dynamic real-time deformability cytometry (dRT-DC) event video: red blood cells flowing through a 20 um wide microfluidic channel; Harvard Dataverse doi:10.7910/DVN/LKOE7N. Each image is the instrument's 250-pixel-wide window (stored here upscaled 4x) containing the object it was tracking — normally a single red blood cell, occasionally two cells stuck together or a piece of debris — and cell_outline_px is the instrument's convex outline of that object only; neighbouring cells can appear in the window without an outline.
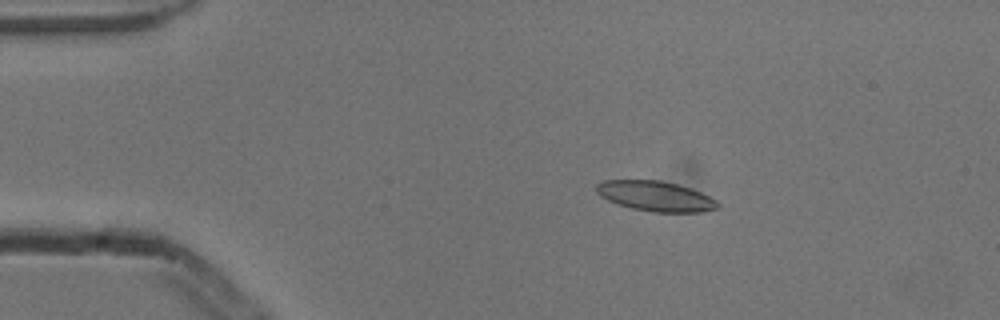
{"species": "common noctule bat (a hibernating species)", "species_latin": "Nyctalus noctula", "temperature_condition": "cold", "stored_images_in_passage": 7, "camera_frame_rate_fps": 3000, "um_per_image_px": 0.085, "animal": {"sex": "male", "body_mass_g": 13.3}, "frame": {"image": 1, "passage_image": 3, "time_ms": 0.667, "image_size_px": [1000, 320], "cell_outline_px": [[720, 208], [704, 212], [652, 212], [632, 208], [616, 204], [600, 196], [596, 192], [596, 184], [600, 180], [660, 180], [692, 188], [716, 200], [720, 204]], "centroid_in_image_um": [55.72, 16.67], "position_along_channel_um": 29.3, "area_um2": 21.5}}
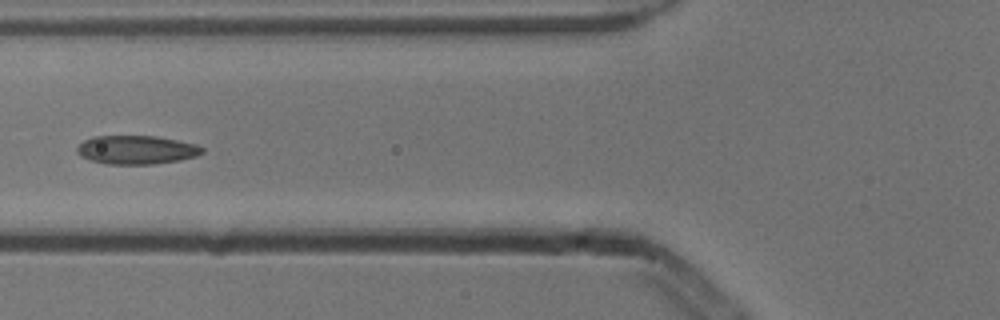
{"frame": {"image": 2, "passage_image": 6, "time_ms": 1.667, "image_size_px": [1000, 320], "cell_outline_px": [[204, 152], [196, 156], [180, 160], [152, 164], [108, 164], [88, 160], [80, 156], [76, 152], [76, 148], [84, 140], [92, 136], [156, 136], [196, 144], [204, 148]], "centroid_in_image_um": [11.57, 12.74], "position_along_channel_um": 114.2, "area_um2": 20.98}}
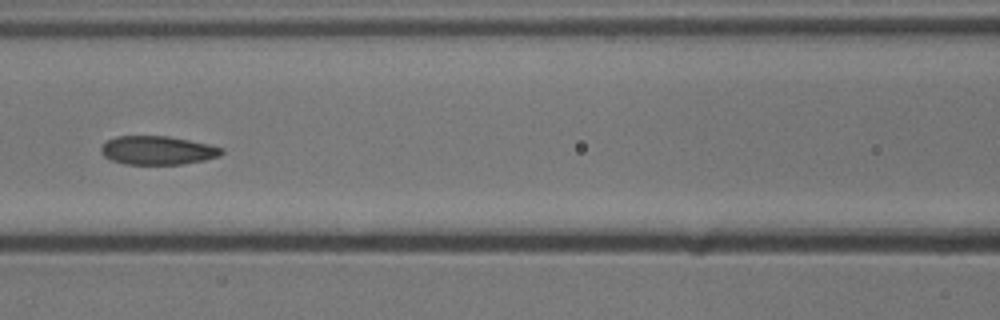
{"frame": {"image": 3, "passage_image": 7, "time_ms": 2.0, "image_size_px": [1000, 320], "cell_outline_px": [[224, 152], [220, 156], [204, 160], [180, 164], [124, 164], [112, 160], [104, 156], [100, 152], [100, 148], [108, 140], [116, 136], [168, 136], [208, 144], [224, 148]], "centroid_in_image_um": [13.4, 12.78], "position_along_channel_um": 153.2, "area_um2": 20.06}}